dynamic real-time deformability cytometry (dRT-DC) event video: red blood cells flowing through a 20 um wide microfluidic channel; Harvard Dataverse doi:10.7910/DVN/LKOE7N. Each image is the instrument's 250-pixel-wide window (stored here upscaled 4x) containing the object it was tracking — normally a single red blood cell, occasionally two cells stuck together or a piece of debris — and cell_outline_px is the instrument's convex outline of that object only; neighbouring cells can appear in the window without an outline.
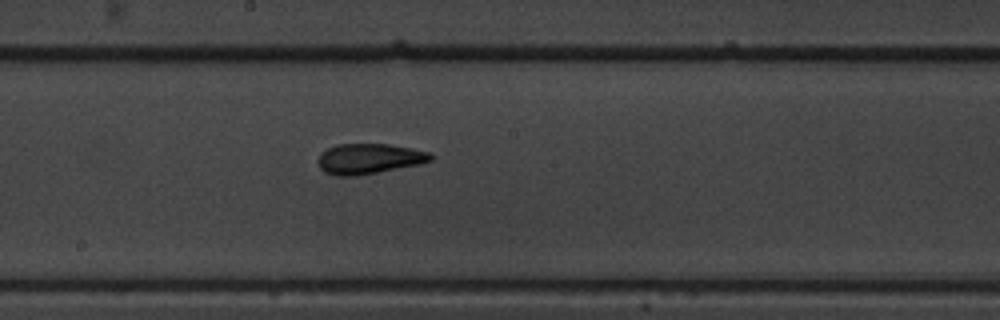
{"species": "common noctule bat (a hibernating species)", "species_latin": "Nyctalus noctula", "temperature_condition": "warm", "stored_images_in_passage": 10, "camera_frame_rate_fps": 3000, "um_per_image_px": 0.085, "animal": {"sex": "male", "body_mass_g": 19.5, "forearm_length_mm": 54.6}, "frame": {"image": 1, "passage_image": 10, "time_ms": 3.0, "image_size_px": [1000, 320], "cell_outline_px": [[436, 156], [432, 160], [420, 164], [356, 176], [336, 176], [324, 172], [320, 168], [316, 160], [320, 152], [336, 144], [388, 144], [412, 148], [432, 152]], "centroid_in_image_um": [31.37, 13.49], "position_along_channel_um": 216.8, "area_um2": 20.23}}